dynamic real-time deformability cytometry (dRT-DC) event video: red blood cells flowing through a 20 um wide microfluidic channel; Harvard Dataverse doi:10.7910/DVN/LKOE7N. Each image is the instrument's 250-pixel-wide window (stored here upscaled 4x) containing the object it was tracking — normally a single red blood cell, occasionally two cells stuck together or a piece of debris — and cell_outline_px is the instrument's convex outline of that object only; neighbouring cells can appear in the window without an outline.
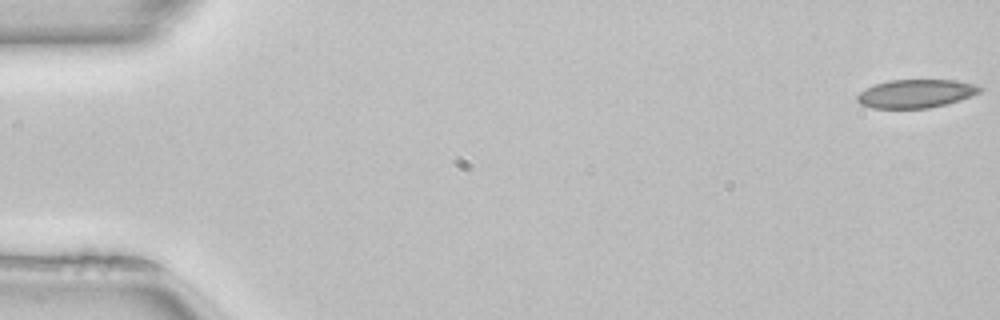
{"species": "common noctule bat (a hibernating species)", "species_latin": "Nyctalus noctula", "temperature_condition": "room temperature", "stored_images_in_passage": 51, "camera_frame_rate_fps": 3000, "um_per_image_px": 0.085, "animal": {"sex": "female", "body_mass_g": 22.7, "forearm_length_mm": 54.2}, "frame": {"image": 1, "passage_image": 1, "time_ms": 0.0, "image_size_px": [1000, 320], "cell_outline_px": [[984, 88], [980, 92], [972, 96], [960, 100], [928, 108], [872, 108], [860, 104], [856, 100], [856, 96], [860, 92], [876, 84], [888, 80], [956, 80], [976, 84]], "centroid_in_image_um": [77.87, 7.95], "position_along_channel_um": 7.1, "area_um2": 20.29}}
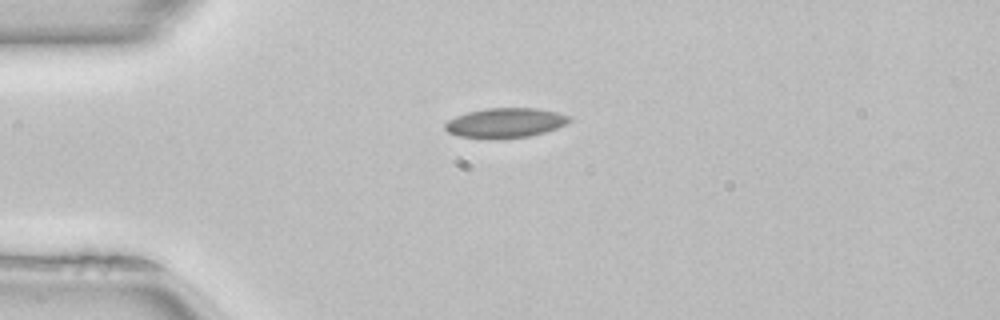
{"frame": {"image": 2, "passage_image": 13, "time_ms": 4.0, "image_size_px": [1000, 320], "cell_outline_px": [[572, 120], [556, 128], [544, 132], [528, 136], [496, 140], [492, 140], [456, 136], [448, 132], [444, 128], [444, 124], [448, 120], [456, 116], [468, 112], [484, 108], [536, 108], [556, 112], [572, 116]], "centroid_in_image_um": [42.91, 10.46], "position_along_channel_um": 42.1, "area_um2": 21.85}}
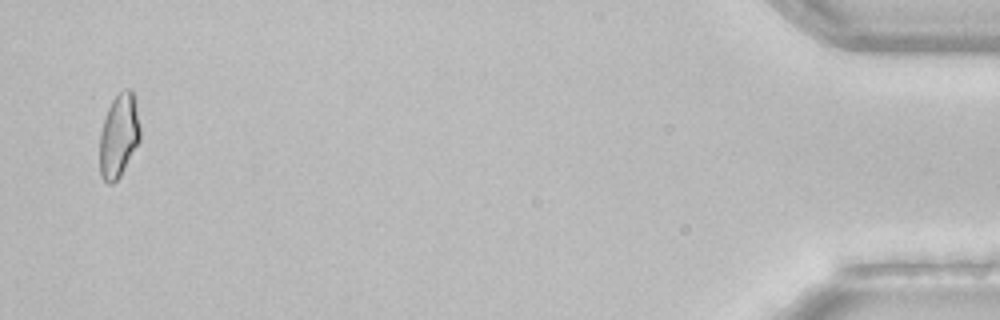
{"frame": {"image": 3, "passage_image": 50, "time_ms": 16.333, "image_size_px": [1000, 320], "cell_outline_px": [[140, 140], [120, 176], [112, 184], [108, 184], [100, 176], [100, 132], [104, 116], [112, 100], [124, 88], [132, 88], [136, 96], [140, 128]], "centroid_in_image_um": [10.11, 11.48], "position_along_channel_um": 425.1, "area_um2": 20.0}, "authors_computed_cell_mechanics": {"area_um2": 20.5768, "velocity_mm_per_s": 4.0341, "shape_relaxation_time_tau1_ms": null, "shape_relaxation_time_tau2_ms": 1.6996, "deformation_change_tau1": null, "deformation_change_tau2": 0.0581}}